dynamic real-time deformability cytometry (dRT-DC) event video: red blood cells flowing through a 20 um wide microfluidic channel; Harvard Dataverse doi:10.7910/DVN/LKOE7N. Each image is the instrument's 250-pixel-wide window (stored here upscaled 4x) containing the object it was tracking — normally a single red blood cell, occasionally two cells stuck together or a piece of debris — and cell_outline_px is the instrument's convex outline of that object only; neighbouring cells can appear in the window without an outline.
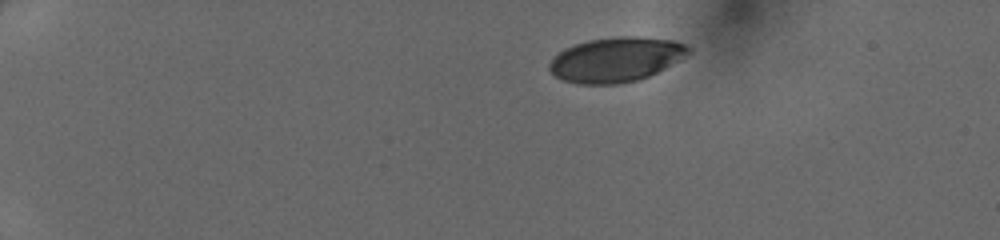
{"species": "human", "species_latin": "Homo sapiens", "temperature_condition": "cold", "stored_images_in_passage": 22, "camera_frame_rate_fps": 3000, "um_per_image_px": 0.085, "donor": {"sex": "female"}, "frame": {"image": 1, "passage_image": 1, "time_ms": 0.0, "image_size_px": [1000, 240], "cell_outline_px": [[692, 52], [664, 68], [640, 80], [616, 84], [576, 84], [564, 80], [556, 76], [548, 68], [548, 64], [564, 48], [588, 40], [616, 36], [636, 36], [672, 40], [684, 44]], "centroid_in_image_um": [52.34, 5.06], "position_along_channel_um": 32.7, "area_um2": 35.95}}
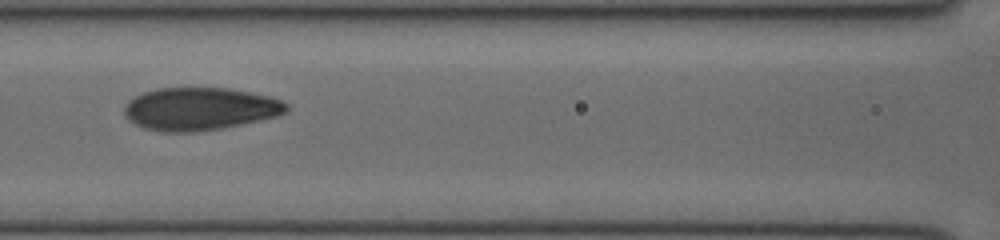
{"frame": {"image": 2, "passage_image": 13, "time_ms": 4.0, "image_size_px": [1000, 240], "cell_outline_px": [[288, 112], [280, 116], [220, 128], [196, 132], [160, 132], [144, 128], [128, 120], [124, 116], [124, 104], [128, 100], [144, 92], [156, 88], [228, 88], [252, 92], [268, 96], [280, 100], [288, 104]], "centroid_in_image_um": [16.98, 9.25], "position_along_channel_um": 149.6, "area_um2": 40.63}}
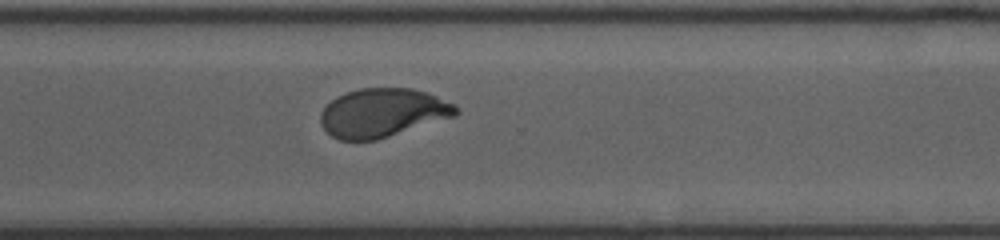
{"frame": {"image": 3, "passage_image": 22, "time_ms": 7.0, "image_size_px": [1000, 240], "cell_outline_px": [[460, 112], [456, 116], [376, 140], [340, 140], [332, 136], [324, 128], [320, 120], [320, 112], [336, 96], [360, 88], [412, 88], [436, 96], [456, 104]], "centroid_in_image_um": [32.54, 9.58], "position_along_channel_um": 338.1, "area_um2": 38.32}}